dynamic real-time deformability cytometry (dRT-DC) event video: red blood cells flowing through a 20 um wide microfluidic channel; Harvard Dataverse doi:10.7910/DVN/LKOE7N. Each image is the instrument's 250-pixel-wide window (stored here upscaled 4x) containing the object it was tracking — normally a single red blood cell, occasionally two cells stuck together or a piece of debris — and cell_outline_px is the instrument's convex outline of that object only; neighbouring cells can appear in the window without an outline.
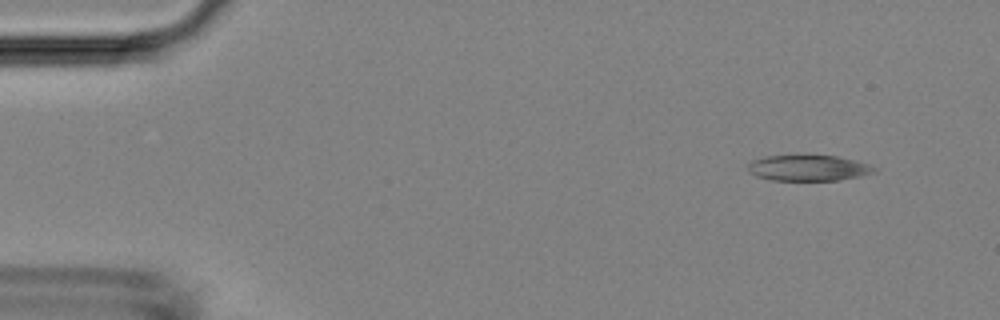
{"species": "Egyptian fruit bat (a non-hibernating species)", "species_latin": "Rousettus aegyptiacus", "temperature_condition": "room temperature", "stored_images_in_passage": 7, "camera_frame_rate_fps": 3000, "um_per_image_px": 0.085, "animal": {"sex": "female"}, "frame": {"image": 1, "passage_image": 1, "time_ms": 0.0, "image_size_px": [1000, 320], "cell_outline_px": [[880, 168], [876, 172], [860, 176], [840, 180], [772, 180], [756, 176], [748, 172], [748, 164], [752, 160], [764, 156], [836, 156], [856, 160], [872, 164]], "centroid_in_image_um": [68.77, 14.28], "position_along_channel_um": 16.2, "area_um2": 19.13}}
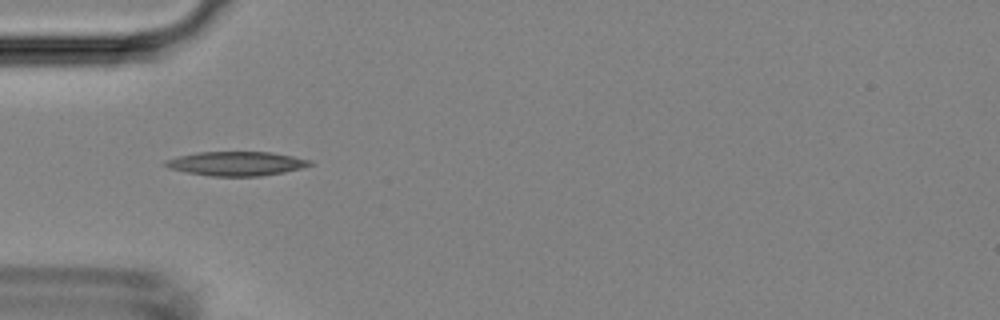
{"frame": {"image": 2, "passage_image": 4, "time_ms": 3.667, "image_size_px": [1000, 320], "cell_outline_px": [[316, 164], [284, 172], [260, 176], [212, 176], [188, 172], [168, 168], [160, 164], [164, 160], [176, 156], [196, 152], [272, 152], [312, 160]], "centroid_in_image_um": [20.06, 13.9], "position_along_channel_um": 64.9, "area_um2": 20.52}}
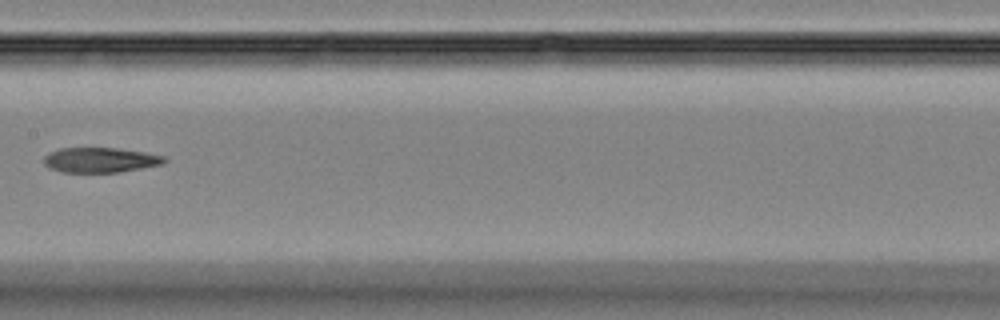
{"frame": {"image": 3, "passage_image": 7, "time_ms": 7.0, "image_size_px": [1000, 320], "cell_outline_px": [[168, 160], [164, 164], [120, 172], [60, 172], [48, 168], [44, 164], [44, 156], [48, 152], [60, 148], [116, 148], [144, 152], [164, 156]], "centroid_in_image_um": [8.51, 13.6], "position_along_channel_um": 198.9, "area_um2": 17.69}}